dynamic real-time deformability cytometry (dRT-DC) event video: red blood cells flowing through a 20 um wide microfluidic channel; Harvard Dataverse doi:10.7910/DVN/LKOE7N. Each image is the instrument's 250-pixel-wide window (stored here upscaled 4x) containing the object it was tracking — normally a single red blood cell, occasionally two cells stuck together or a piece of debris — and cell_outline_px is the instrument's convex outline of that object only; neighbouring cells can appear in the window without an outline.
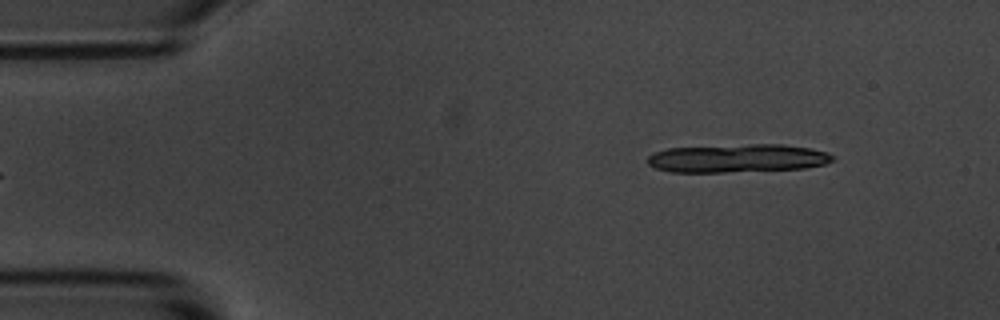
{"species": "common noctule bat (a hibernating species)", "species_latin": "Nyctalus noctula", "temperature_condition": "room temperature", "stored_images_in_passage": 6, "segment_of_instrument_passage": [2, 2], "camera_frame_rate_fps": 3000, "um_per_image_px": 0.085, "animal": {"sex": "male", "body_mass_g": 20.1, "forearm_length_mm": 53.5}, "frame": {"image": 1, "passage_image": 6, "time_ms": 6.0, "image_size_px": [1000, 320], "cell_outline_px": [[836, 160], [824, 164], [804, 168], [724, 172], [668, 172], [656, 168], [648, 164], [648, 156], [652, 152], [668, 148], [748, 144], [784, 144], [812, 148], [828, 152], [836, 156]], "centroid_in_image_um": [62.72, 13.44], "position_along_channel_um": 22.3, "area_um2": 30.81}}